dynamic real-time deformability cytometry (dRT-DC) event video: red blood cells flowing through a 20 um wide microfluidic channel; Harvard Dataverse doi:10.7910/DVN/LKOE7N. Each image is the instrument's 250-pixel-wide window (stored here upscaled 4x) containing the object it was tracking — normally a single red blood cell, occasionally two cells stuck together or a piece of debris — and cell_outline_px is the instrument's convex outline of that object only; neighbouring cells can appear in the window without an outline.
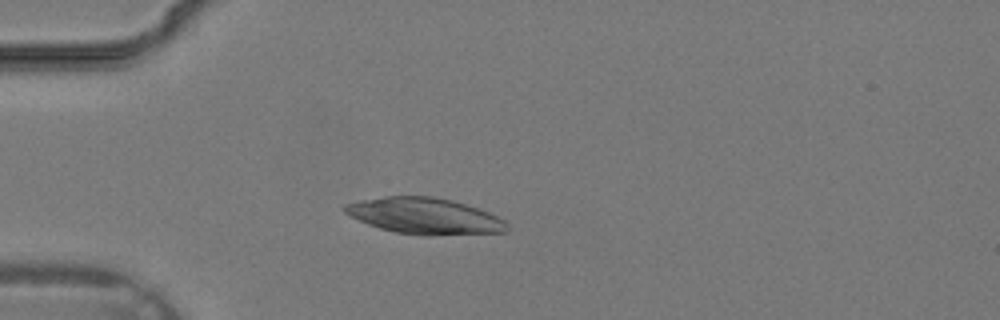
{"species": "common noctule bat (a hibernating species)", "species_latin": "Nyctalus noctula", "temperature_condition": "warm", "stored_images_in_passage": 29, "camera_frame_rate_fps": 3000, "um_per_image_px": 0.085, "animal": {"sex": "male", "body_mass_g": 19.2, "forearm_length_mm": 51.8}, "frame": {"image": 1, "passage_image": 6, "time_ms": 1.667, "image_size_px": [1000, 320], "cell_outline_px": [[508, 232], [396, 232], [380, 228], [368, 224], [344, 212], [344, 204], [360, 200], [384, 196], [432, 196], [452, 200], [488, 212], [504, 220], [508, 224]], "centroid_in_image_um": [36.03, 18.29], "position_along_channel_um": 49.0, "area_um2": 32.48}}
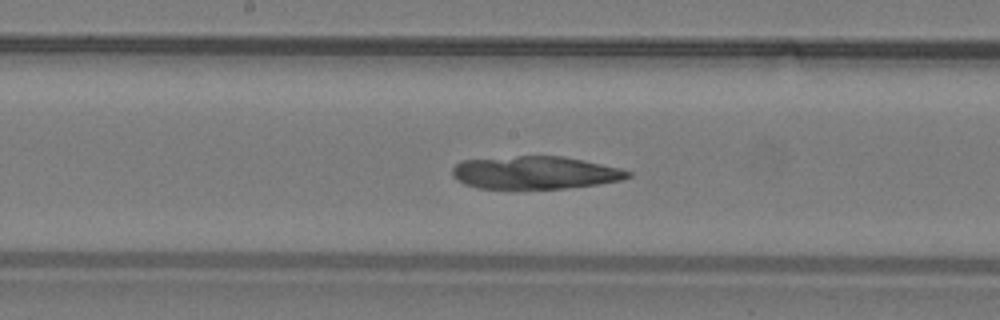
{"frame": {"image": 2, "passage_image": 15, "time_ms": 4.667, "image_size_px": [1000, 320], "cell_outline_px": [[632, 176], [624, 180], [600, 184], [564, 188], [480, 188], [464, 184], [456, 180], [452, 176], [452, 168], [460, 160], [516, 156], [560, 156], [584, 160], [620, 168], [632, 172]], "centroid_in_image_um": [45.49, 14.67], "position_along_channel_um": 202.7, "area_um2": 33.7}}